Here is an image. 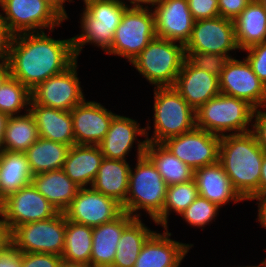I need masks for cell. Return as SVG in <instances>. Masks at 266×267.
<instances>
[{"label": "cell", "mask_w": 266, "mask_h": 267, "mask_svg": "<svg viewBox=\"0 0 266 267\" xmlns=\"http://www.w3.org/2000/svg\"><path fill=\"white\" fill-rule=\"evenodd\" d=\"M73 38L55 39L44 32L20 33L10 38L7 62L11 77L30 91L75 61Z\"/></svg>", "instance_id": "6da1fadb"}, {"label": "cell", "mask_w": 266, "mask_h": 267, "mask_svg": "<svg viewBox=\"0 0 266 267\" xmlns=\"http://www.w3.org/2000/svg\"><path fill=\"white\" fill-rule=\"evenodd\" d=\"M264 152L252 132L221 136L218 162L246 201L259 195Z\"/></svg>", "instance_id": "7a4b0ae2"}, {"label": "cell", "mask_w": 266, "mask_h": 267, "mask_svg": "<svg viewBox=\"0 0 266 267\" xmlns=\"http://www.w3.org/2000/svg\"><path fill=\"white\" fill-rule=\"evenodd\" d=\"M83 4L79 26L81 33L72 37L77 60L86 44H94L106 54L112 46L117 26L129 8L119 0H85Z\"/></svg>", "instance_id": "3957f363"}, {"label": "cell", "mask_w": 266, "mask_h": 267, "mask_svg": "<svg viewBox=\"0 0 266 267\" xmlns=\"http://www.w3.org/2000/svg\"><path fill=\"white\" fill-rule=\"evenodd\" d=\"M135 160V167L130 169L128 194L122 209L134 218H140L141 210H144L146 216L154 221L162 213L168 185L145 154Z\"/></svg>", "instance_id": "277c9868"}, {"label": "cell", "mask_w": 266, "mask_h": 267, "mask_svg": "<svg viewBox=\"0 0 266 267\" xmlns=\"http://www.w3.org/2000/svg\"><path fill=\"white\" fill-rule=\"evenodd\" d=\"M153 105V135L149 136L151 123L147 121L145 134L147 142L162 143L166 139L181 135L196 127L195 110L173 87H156Z\"/></svg>", "instance_id": "5b68a950"}, {"label": "cell", "mask_w": 266, "mask_h": 267, "mask_svg": "<svg viewBox=\"0 0 266 267\" xmlns=\"http://www.w3.org/2000/svg\"><path fill=\"white\" fill-rule=\"evenodd\" d=\"M255 108L247 101L220 93L196 111V127L224 136L252 131Z\"/></svg>", "instance_id": "8992f818"}, {"label": "cell", "mask_w": 266, "mask_h": 267, "mask_svg": "<svg viewBox=\"0 0 266 267\" xmlns=\"http://www.w3.org/2000/svg\"><path fill=\"white\" fill-rule=\"evenodd\" d=\"M185 58L183 44L155 37L130 64L154 88L173 87Z\"/></svg>", "instance_id": "52a82bcc"}, {"label": "cell", "mask_w": 266, "mask_h": 267, "mask_svg": "<svg viewBox=\"0 0 266 267\" xmlns=\"http://www.w3.org/2000/svg\"><path fill=\"white\" fill-rule=\"evenodd\" d=\"M0 15L8 33H49L65 21L44 0H0Z\"/></svg>", "instance_id": "ba28073f"}, {"label": "cell", "mask_w": 266, "mask_h": 267, "mask_svg": "<svg viewBox=\"0 0 266 267\" xmlns=\"http://www.w3.org/2000/svg\"><path fill=\"white\" fill-rule=\"evenodd\" d=\"M66 216L59 212L47 220L22 224L11 231V247L19 253H50L62 256Z\"/></svg>", "instance_id": "9c48e42d"}, {"label": "cell", "mask_w": 266, "mask_h": 267, "mask_svg": "<svg viewBox=\"0 0 266 267\" xmlns=\"http://www.w3.org/2000/svg\"><path fill=\"white\" fill-rule=\"evenodd\" d=\"M155 22L151 7H129L116 28L109 55L131 62L154 38Z\"/></svg>", "instance_id": "30bf717a"}, {"label": "cell", "mask_w": 266, "mask_h": 267, "mask_svg": "<svg viewBox=\"0 0 266 267\" xmlns=\"http://www.w3.org/2000/svg\"><path fill=\"white\" fill-rule=\"evenodd\" d=\"M78 60L62 73L51 76L31 90L30 104L71 111L85 100L78 77Z\"/></svg>", "instance_id": "8fae6325"}, {"label": "cell", "mask_w": 266, "mask_h": 267, "mask_svg": "<svg viewBox=\"0 0 266 267\" xmlns=\"http://www.w3.org/2000/svg\"><path fill=\"white\" fill-rule=\"evenodd\" d=\"M221 136L195 127L162 144L193 170L218 162Z\"/></svg>", "instance_id": "7c38bea8"}, {"label": "cell", "mask_w": 266, "mask_h": 267, "mask_svg": "<svg viewBox=\"0 0 266 267\" xmlns=\"http://www.w3.org/2000/svg\"><path fill=\"white\" fill-rule=\"evenodd\" d=\"M218 80L220 93L243 99L255 109L266 106V85L245 57L243 60L229 58Z\"/></svg>", "instance_id": "4fadbf2b"}, {"label": "cell", "mask_w": 266, "mask_h": 267, "mask_svg": "<svg viewBox=\"0 0 266 267\" xmlns=\"http://www.w3.org/2000/svg\"><path fill=\"white\" fill-rule=\"evenodd\" d=\"M0 213L12 231L25 223L52 218L59 212L31 183L6 197Z\"/></svg>", "instance_id": "5bb4252c"}, {"label": "cell", "mask_w": 266, "mask_h": 267, "mask_svg": "<svg viewBox=\"0 0 266 267\" xmlns=\"http://www.w3.org/2000/svg\"><path fill=\"white\" fill-rule=\"evenodd\" d=\"M184 47L185 51L222 54L232 58L230 52L240 50L236 42L234 21L221 16L195 21L191 38Z\"/></svg>", "instance_id": "9a60e30c"}, {"label": "cell", "mask_w": 266, "mask_h": 267, "mask_svg": "<svg viewBox=\"0 0 266 267\" xmlns=\"http://www.w3.org/2000/svg\"><path fill=\"white\" fill-rule=\"evenodd\" d=\"M123 212L122 205L92 187H80L64 211L67 220L95 227L112 221Z\"/></svg>", "instance_id": "2e32d148"}, {"label": "cell", "mask_w": 266, "mask_h": 267, "mask_svg": "<svg viewBox=\"0 0 266 267\" xmlns=\"http://www.w3.org/2000/svg\"><path fill=\"white\" fill-rule=\"evenodd\" d=\"M138 136L144 137V140H139ZM134 143L137 144L136 158H139L145 154L147 145L145 127L141 128L136 119L116 114L111 120L107 134L98 146L105 158L127 161Z\"/></svg>", "instance_id": "e0dca14e"}, {"label": "cell", "mask_w": 266, "mask_h": 267, "mask_svg": "<svg viewBox=\"0 0 266 267\" xmlns=\"http://www.w3.org/2000/svg\"><path fill=\"white\" fill-rule=\"evenodd\" d=\"M151 8L154 13L156 37L185 46L191 38L195 23L187 0H157Z\"/></svg>", "instance_id": "ac0fdd59"}, {"label": "cell", "mask_w": 266, "mask_h": 267, "mask_svg": "<svg viewBox=\"0 0 266 267\" xmlns=\"http://www.w3.org/2000/svg\"><path fill=\"white\" fill-rule=\"evenodd\" d=\"M75 145H98L116 115L100 102L84 100L71 111Z\"/></svg>", "instance_id": "d6986e66"}, {"label": "cell", "mask_w": 266, "mask_h": 267, "mask_svg": "<svg viewBox=\"0 0 266 267\" xmlns=\"http://www.w3.org/2000/svg\"><path fill=\"white\" fill-rule=\"evenodd\" d=\"M156 230L143 244L134 267H180L193 244L174 240L169 227Z\"/></svg>", "instance_id": "ffe728a7"}, {"label": "cell", "mask_w": 266, "mask_h": 267, "mask_svg": "<svg viewBox=\"0 0 266 267\" xmlns=\"http://www.w3.org/2000/svg\"><path fill=\"white\" fill-rule=\"evenodd\" d=\"M174 88L195 111L220 94L218 77L193 66L186 58Z\"/></svg>", "instance_id": "44dd1931"}, {"label": "cell", "mask_w": 266, "mask_h": 267, "mask_svg": "<svg viewBox=\"0 0 266 267\" xmlns=\"http://www.w3.org/2000/svg\"><path fill=\"white\" fill-rule=\"evenodd\" d=\"M198 195L222 208L226 204L246 201L234 188L219 162L194 170Z\"/></svg>", "instance_id": "7402d4cb"}, {"label": "cell", "mask_w": 266, "mask_h": 267, "mask_svg": "<svg viewBox=\"0 0 266 267\" xmlns=\"http://www.w3.org/2000/svg\"><path fill=\"white\" fill-rule=\"evenodd\" d=\"M133 219V216L123 211L112 221L93 227L92 267H112L123 230Z\"/></svg>", "instance_id": "603a6c76"}, {"label": "cell", "mask_w": 266, "mask_h": 267, "mask_svg": "<svg viewBox=\"0 0 266 267\" xmlns=\"http://www.w3.org/2000/svg\"><path fill=\"white\" fill-rule=\"evenodd\" d=\"M29 111L35 119L39 137L63 143L70 147L75 145L70 111H63L39 104H30Z\"/></svg>", "instance_id": "cb8c5ba5"}, {"label": "cell", "mask_w": 266, "mask_h": 267, "mask_svg": "<svg viewBox=\"0 0 266 267\" xmlns=\"http://www.w3.org/2000/svg\"><path fill=\"white\" fill-rule=\"evenodd\" d=\"M103 158L98 145H73L62 169L78 186L91 187Z\"/></svg>", "instance_id": "d4e9b609"}, {"label": "cell", "mask_w": 266, "mask_h": 267, "mask_svg": "<svg viewBox=\"0 0 266 267\" xmlns=\"http://www.w3.org/2000/svg\"><path fill=\"white\" fill-rule=\"evenodd\" d=\"M130 163L103 158L91 187L123 205L129 188Z\"/></svg>", "instance_id": "484cf974"}, {"label": "cell", "mask_w": 266, "mask_h": 267, "mask_svg": "<svg viewBox=\"0 0 266 267\" xmlns=\"http://www.w3.org/2000/svg\"><path fill=\"white\" fill-rule=\"evenodd\" d=\"M31 183L58 212H64L69 207L80 189V186L73 182L62 168L34 174Z\"/></svg>", "instance_id": "4316f807"}, {"label": "cell", "mask_w": 266, "mask_h": 267, "mask_svg": "<svg viewBox=\"0 0 266 267\" xmlns=\"http://www.w3.org/2000/svg\"><path fill=\"white\" fill-rule=\"evenodd\" d=\"M233 21L240 51L266 41V9L260 1H251Z\"/></svg>", "instance_id": "83f0119b"}, {"label": "cell", "mask_w": 266, "mask_h": 267, "mask_svg": "<svg viewBox=\"0 0 266 267\" xmlns=\"http://www.w3.org/2000/svg\"><path fill=\"white\" fill-rule=\"evenodd\" d=\"M33 174L25 152L0 150V191L3 200L31 184Z\"/></svg>", "instance_id": "f1b7e54d"}, {"label": "cell", "mask_w": 266, "mask_h": 267, "mask_svg": "<svg viewBox=\"0 0 266 267\" xmlns=\"http://www.w3.org/2000/svg\"><path fill=\"white\" fill-rule=\"evenodd\" d=\"M145 155L168 186L194 179V170L173 155L162 143L147 142Z\"/></svg>", "instance_id": "f546056e"}, {"label": "cell", "mask_w": 266, "mask_h": 267, "mask_svg": "<svg viewBox=\"0 0 266 267\" xmlns=\"http://www.w3.org/2000/svg\"><path fill=\"white\" fill-rule=\"evenodd\" d=\"M69 149V145L39 137L25 151L32 174L63 168Z\"/></svg>", "instance_id": "4dcf8cb0"}, {"label": "cell", "mask_w": 266, "mask_h": 267, "mask_svg": "<svg viewBox=\"0 0 266 267\" xmlns=\"http://www.w3.org/2000/svg\"><path fill=\"white\" fill-rule=\"evenodd\" d=\"M134 218L123 230L112 267H134L143 244L155 232Z\"/></svg>", "instance_id": "1f68e13d"}, {"label": "cell", "mask_w": 266, "mask_h": 267, "mask_svg": "<svg viewBox=\"0 0 266 267\" xmlns=\"http://www.w3.org/2000/svg\"><path fill=\"white\" fill-rule=\"evenodd\" d=\"M38 138V128L30 111L10 116L0 150L25 152Z\"/></svg>", "instance_id": "d6a6232c"}, {"label": "cell", "mask_w": 266, "mask_h": 267, "mask_svg": "<svg viewBox=\"0 0 266 267\" xmlns=\"http://www.w3.org/2000/svg\"><path fill=\"white\" fill-rule=\"evenodd\" d=\"M93 227L66 219L65 244L62 260L90 265Z\"/></svg>", "instance_id": "836d02e7"}, {"label": "cell", "mask_w": 266, "mask_h": 267, "mask_svg": "<svg viewBox=\"0 0 266 267\" xmlns=\"http://www.w3.org/2000/svg\"><path fill=\"white\" fill-rule=\"evenodd\" d=\"M198 197L197 184L194 179L172 184L167 187L162 213L153 221L154 224L167 228L170 213L181 214Z\"/></svg>", "instance_id": "e575fe53"}, {"label": "cell", "mask_w": 266, "mask_h": 267, "mask_svg": "<svg viewBox=\"0 0 266 267\" xmlns=\"http://www.w3.org/2000/svg\"><path fill=\"white\" fill-rule=\"evenodd\" d=\"M30 102L31 91L17 79L10 77L0 87V112L9 117L29 111Z\"/></svg>", "instance_id": "d590c367"}, {"label": "cell", "mask_w": 266, "mask_h": 267, "mask_svg": "<svg viewBox=\"0 0 266 267\" xmlns=\"http://www.w3.org/2000/svg\"><path fill=\"white\" fill-rule=\"evenodd\" d=\"M221 209L216 204L210 202L206 198L198 195V197L181 213L179 214L183 221L189 226H194L202 230L206 225H210L215 217L219 215Z\"/></svg>", "instance_id": "8d00e7d4"}, {"label": "cell", "mask_w": 266, "mask_h": 267, "mask_svg": "<svg viewBox=\"0 0 266 267\" xmlns=\"http://www.w3.org/2000/svg\"><path fill=\"white\" fill-rule=\"evenodd\" d=\"M186 59L195 67L220 77L229 57L222 54L204 53L199 51H185Z\"/></svg>", "instance_id": "74e56055"}, {"label": "cell", "mask_w": 266, "mask_h": 267, "mask_svg": "<svg viewBox=\"0 0 266 267\" xmlns=\"http://www.w3.org/2000/svg\"><path fill=\"white\" fill-rule=\"evenodd\" d=\"M257 77L266 85V41L242 50Z\"/></svg>", "instance_id": "f35d334b"}, {"label": "cell", "mask_w": 266, "mask_h": 267, "mask_svg": "<svg viewBox=\"0 0 266 267\" xmlns=\"http://www.w3.org/2000/svg\"><path fill=\"white\" fill-rule=\"evenodd\" d=\"M22 267H58L62 257L50 253H20Z\"/></svg>", "instance_id": "ab89813d"}, {"label": "cell", "mask_w": 266, "mask_h": 267, "mask_svg": "<svg viewBox=\"0 0 266 267\" xmlns=\"http://www.w3.org/2000/svg\"><path fill=\"white\" fill-rule=\"evenodd\" d=\"M195 21L219 16L218 0H187Z\"/></svg>", "instance_id": "60d3db41"}, {"label": "cell", "mask_w": 266, "mask_h": 267, "mask_svg": "<svg viewBox=\"0 0 266 267\" xmlns=\"http://www.w3.org/2000/svg\"><path fill=\"white\" fill-rule=\"evenodd\" d=\"M251 132L255 135L258 145L266 152V106L255 109Z\"/></svg>", "instance_id": "b9f144b4"}, {"label": "cell", "mask_w": 266, "mask_h": 267, "mask_svg": "<svg viewBox=\"0 0 266 267\" xmlns=\"http://www.w3.org/2000/svg\"><path fill=\"white\" fill-rule=\"evenodd\" d=\"M252 0H218L219 16L234 20Z\"/></svg>", "instance_id": "7bdbcfd3"}, {"label": "cell", "mask_w": 266, "mask_h": 267, "mask_svg": "<svg viewBox=\"0 0 266 267\" xmlns=\"http://www.w3.org/2000/svg\"><path fill=\"white\" fill-rule=\"evenodd\" d=\"M0 267H22L20 253L12 247L0 253Z\"/></svg>", "instance_id": "ee69618b"}, {"label": "cell", "mask_w": 266, "mask_h": 267, "mask_svg": "<svg viewBox=\"0 0 266 267\" xmlns=\"http://www.w3.org/2000/svg\"><path fill=\"white\" fill-rule=\"evenodd\" d=\"M11 247V230L0 213V253Z\"/></svg>", "instance_id": "f6af8a7d"}, {"label": "cell", "mask_w": 266, "mask_h": 267, "mask_svg": "<svg viewBox=\"0 0 266 267\" xmlns=\"http://www.w3.org/2000/svg\"><path fill=\"white\" fill-rule=\"evenodd\" d=\"M11 35L8 33L0 15V62L7 60Z\"/></svg>", "instance_id": "bcb514c9"}, {"label": "cell", "mask_w": 266, "mask_h": 267, "mask_svg": "<svg viewBox=\"0 0 266 267\" xmlns=\"http://www.w3.org/2000/svg\"><path fill=\"white\" fill-rule=\"evenodd\" d=\"M249 201L256 200L257 203V218L255 219L256 222L258 221L261 227L266 228V194L265 195H258L248 199Z\"/></svg>", "instance_id": "7dc6e473"}, {"label": "cell", "mask_w": 266, "mask_h": 267, "mask_svg": "<svg viewBox=\"0 0 266 267\" xmlns=\"http://www.w3.org/2000/svg\"><path fill=\"white\" fill-rule=\"evenodd\" d=\"M49 4L65 21L68 20V14L66 13V1L71 3L75 2L74 0H44Z\"/></svg>", "instance_id": "c3c4849f"}, {"label": "cell", "mask_w": 266, "mask_h": 267, "mask_svg": "<svg viewBox=\"0 0 266 267\" xmlns=\"http://www.w3.org/2000/svg\"><path fill=\"white\" fill-rule=\"evenodd\" d=\"M266 194V152H264L263 161L261 165V177L259 180V195Z\"/></svg>", "instance_id": "681fc988"}, {"label": "cell", "mask_w": 266, "mask_h": 267, "mask_svg": "<svg viewBox=\"0 0 266 267\" xmlns=\"http://www.w3.org/2000/svg\"><path fill=\"white\" fill-rule=\"evenodd\" d=\"M11 77V70L7 60L0 62V87Z\"/></svg>", "instance_id": "f907efd6"}, {"label": "cell", "mask_w": 266, "mask_h": 267, "mask_svg": "<svg viewBox=\"0 0 266 267\" xmlns=\"http://www.w3.org/2000/svg\"><path fill=\"white\" fill-rule=\"evenodd\" d=\"M121 3H123L126 6L129 7H151L157 0H119ZM130 4H128V2Z\"/></svg>", "instance_id": "816d5d0a"}, {"label": "cell", "mask_w": 266, "mask_h": 267, "mask_svg": "<svg viewBox=\"0 0 266 267\" xmlns=\"http://www.w3.org/2000/svg\"><path fill=\"white\" fill-rule=\"evenodd\" d=\"M8 119H9L8 115L0 112V149H1L2 139H3V135L5 132Z\"/></svg>", "instance_id": "f5cc1de1"}, {"label": "cell", "mask_w": 266, "mask_h": 267, "mask_svg": "<svg viewBox=\"0 0 266 267\" xmlns=\"http://www.w3.org/2000/svg\"><path fill=\"white\" fill-rule=\"evenodd\" d=\"M58 267H92V266L88 264L70 263L62 260Z\"/></svg>", "instance_id": "db71d44e"}, {"label": "cell", "mask_w": 266, "mask_h": 267, "mask_svg": "<svg viewBox=\"0 0 266 267\" xmlns=\"http://www.w3.org/2000/svg\"><path fill=\"white\" fill-rule=\"evenodd\" d=\"M237 267H264V262L262 261L261 263H259V265H246V266L241 265V266H237Z\"/></svg>", "instance_id": "11a10c76"}, {"label": "cell", "mask_w": 266, "mask_h": 267, "mask_svg": "<svg viewBox=\"0 0 266 267\" xmlns=\"http://www.w3.org/2000/svg\"><path fill=\"white\" fill-rule=\"evenodd\" d=\"M260 2L264 5V7L266 9V0H260Z\"/></svg>", "instance_id": "9f6ffc18"}, {"label": "cell", "mask_w": 266, "mask_h": 267, "mask_svg": "<svg viewBox=\"0 0 266 267\" xmlns=\"http://www.w3.org/2000/svg\"><path fill=\"white\" fill-rule=\"evenodd\" d=\"M1 205H2V193L0 191V207H1Z\"/></svg>", "instance_id": "6f0895ef"}, {"label": "cell", "mask_w": 266, "mask_h": 267, "mask_svg": "<svg viewBox=\"0 0 266 267\" xmlns=\"http://www.w3.org/2000/svg\"><path fill=\"white\" fill-rule=\"evenodd\" d=\"M264 250H266V248L264 249ZM265 260H263V262H264V267H266V258H264Z\"/></svg>", "instance_id": "680465c9"}]
</instances>
